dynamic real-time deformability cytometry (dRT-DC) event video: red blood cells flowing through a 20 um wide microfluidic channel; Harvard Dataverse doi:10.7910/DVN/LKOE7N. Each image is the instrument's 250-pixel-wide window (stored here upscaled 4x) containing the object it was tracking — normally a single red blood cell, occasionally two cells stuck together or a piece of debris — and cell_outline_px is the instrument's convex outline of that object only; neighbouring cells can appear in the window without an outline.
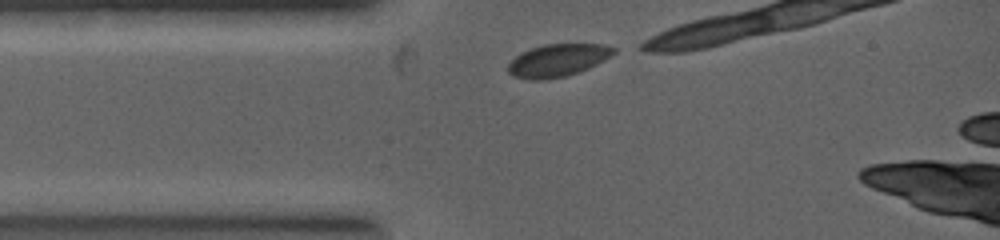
{"species": "common noctule bat (a hibernating species)", "species_latin": "Nyctalus noctula", "temperature_condition": "warm", "stored_images_in_passage": 7, "camera_frame_rate_fps": 5000, "um_per_image_px": 0.085, "animal": {"sex": "female", "body_mass_g": 19.0, "forearm_length_mm": 53.3}, "frame": {"image": 1, "passage_image": 1, "time_ms": 0.0, "image_size_px": [1000, 240], "cell_outline_px": [[616, 52], [596, 64], [588, 68], [564, 76], [536, 80], [516, 76], [508, 72], [508, 64], [516, 56], [532, 48], [544, 44], [604, 44], [616, 48]], "centroid_in_image_um": [47.43, 5.1], "position_along_channel_um": 37.6, "area_um2": 19.48}}